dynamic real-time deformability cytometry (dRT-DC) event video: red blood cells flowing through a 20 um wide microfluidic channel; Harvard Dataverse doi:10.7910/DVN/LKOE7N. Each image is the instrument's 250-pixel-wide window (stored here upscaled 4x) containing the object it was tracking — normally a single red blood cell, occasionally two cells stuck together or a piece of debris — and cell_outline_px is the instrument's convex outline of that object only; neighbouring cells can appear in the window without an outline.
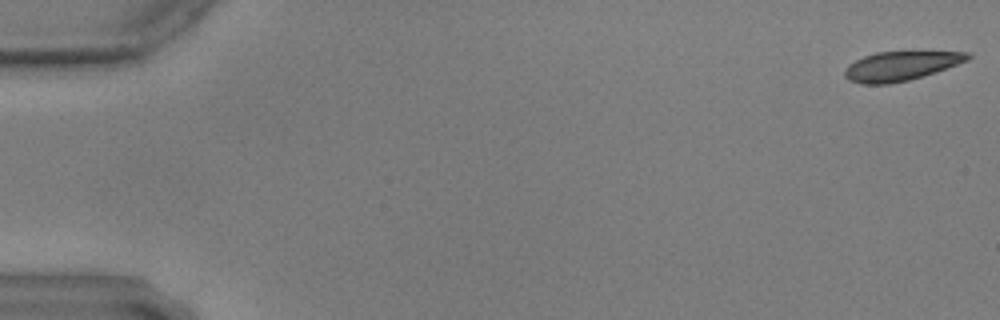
{"species": "common noctule bat (a hibernating species)", "species_latin": "Nyctalus noctula", "temperature_condition": "warm", "stored_images_in_passage": 59, "camera_frame_rate_fps": 3000, "um_per_image_px": 0.085, "animal": {"sex": "male", "body_mass_g": 17.9, "forearm_length_mm": 54.2}, "frame": {"image": 1, "passage_image": 1, "time_ms": 0.0, "image_size_px": [1000, 320], "cell_outline_px": [[972, 56], [968, 60], [936, 72], [908, 80], [888, 84], [864, 84], [848, 80], [844, 76], [844, 72], [848, 64], [864, 56], [876, 52], [968, 52]], "centroid_in_image_um": [76.54, 5.61], "position_along_channel_um": 8.5, "area_um2": 20.75}}
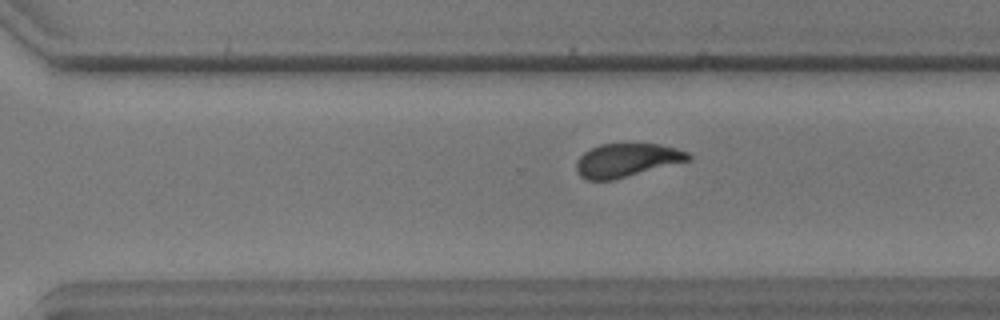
{"frame": {"image": 2, "passage_image": 41, "time_ms": 13.333, "image_size_px": [1000, 320], "cell_outline_px": [[692, 156], [688, 160], [612, 180], [584, 180], [576, 172], [576, 160], [584, 152], [600, 144], [660, 144], [676, 148], [688, 152]], "centroid_in_image_um": [53.21, 13.61], "position_along_channel_um": 317.4, "area_um2": 21.62}}
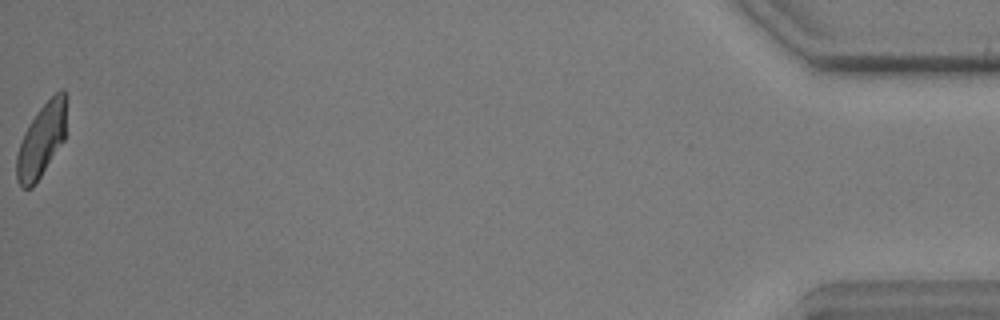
{"frame": {"image": 3, "passage_image": 59, "time_ms": 19.333, "image_size_px": [1000, 320], "cell_outline_px": [[68, 96], [64, 140], [32, 188], [20, 188], [16, 180], [16, 156], [24, 132], [40, 108], [60, 88], [64, 88]], "centroid_in_image_um": [3.55, 11.88], "position_along_channel_um": 431.7, "area_um2": 21.39}}